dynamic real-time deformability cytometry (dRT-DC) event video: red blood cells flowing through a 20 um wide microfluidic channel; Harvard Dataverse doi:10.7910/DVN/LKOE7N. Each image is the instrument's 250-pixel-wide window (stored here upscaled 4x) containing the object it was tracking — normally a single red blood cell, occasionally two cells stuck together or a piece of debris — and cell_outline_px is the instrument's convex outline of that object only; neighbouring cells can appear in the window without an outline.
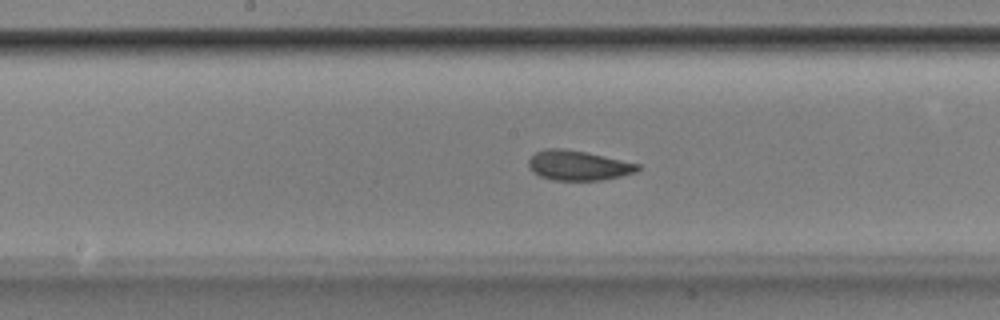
{"species": "Egyptian fruit bat (a non-hibernating species)", "species_latin": "Rousettus aegyptiacus", "temperature_condition": "room temperature", "stored_images_in_passage": 46, "camera_frame_rate_fps": 3000, "um_per_image_px": 0.085, "animal": {"sex": "male"}, "frame": {"image": 1, "passage_image": 20, "time_ms": 6.333, "image_size_px": [1000, 320], "cell_outline_px": [[640, 168], [636, 172], [620, 176], [600, 180], [552, 180], [540, 176], [532, 172], [528, 168], [528, 160], [536, 152], [544, 148], [564, 148], [604, 156], [640, 164]], "centroid_in_image_um": [49.11, 14.06], "position_along_channel_um": 199.1, "area_um2": 18.96}}
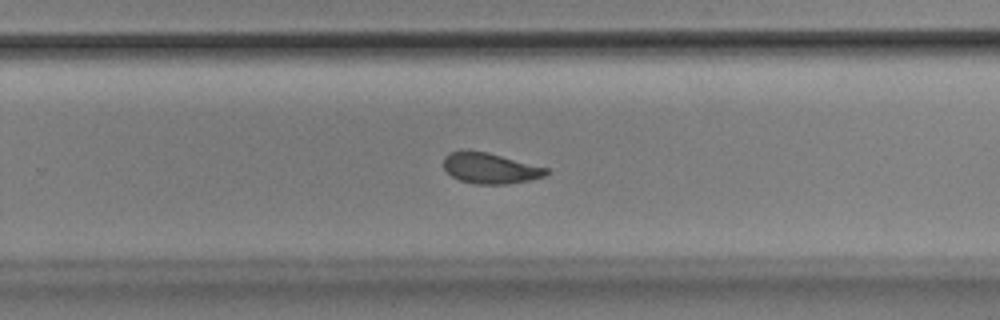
{"frame": {"image": 2, "passage_image": 27, "time_ms": 8.667, "image_size_px": [1000, 320], "cell_outline_px": [[548, 172], [544, 176], [528, 180], [508, 184], [472, 184], [460, 180], [452, 176], [444, 168], [444, 156], [448, 152], [468, 148], [488, 152], [548, 168]], "centroid_in_image_um": [41.61, 14.27], "position_along_channel_um": 288.2, "area_um2": 18.61}}
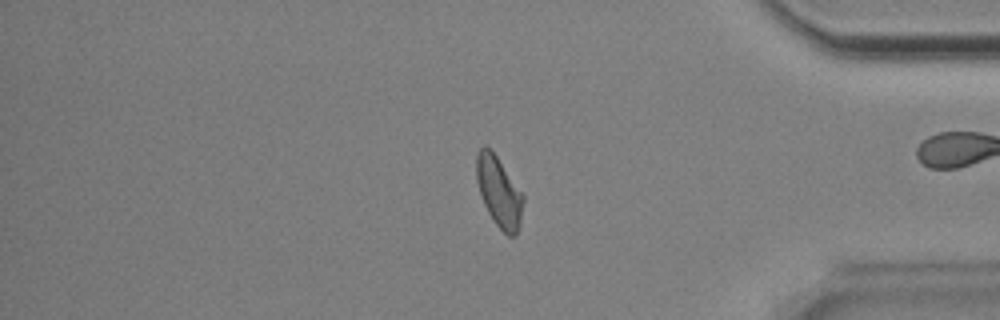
{"frame": {"image": 3, "passage_image": 37, "time_ms": 12.0, "image_size_px": [1000, 320], "cell_outline_px": [[524, 200], [520, 224], [516, 236], [508, 236], [496, 224], [488, 212], [484, 204], [476, 180], [476, 156], [480, 148], [484, 144], [492, 148], [524, 196]], "centroid_in_image_um": [42.41, 16.27], "position_along_channel_um": 392.8, "area_um2": 19.25}, "authors_computed_cell_mechanics": {"area_um2": 19.2474, "velocity_mm_per_s": 3.8346, "shape_relaxation_time_tau1_ms": 2.1523, "shape_relaxation_time_tau2_ms": 1.5804, "deformation_change_tau1": 0.1151, "deformation_change_tau2": 0.0764}}